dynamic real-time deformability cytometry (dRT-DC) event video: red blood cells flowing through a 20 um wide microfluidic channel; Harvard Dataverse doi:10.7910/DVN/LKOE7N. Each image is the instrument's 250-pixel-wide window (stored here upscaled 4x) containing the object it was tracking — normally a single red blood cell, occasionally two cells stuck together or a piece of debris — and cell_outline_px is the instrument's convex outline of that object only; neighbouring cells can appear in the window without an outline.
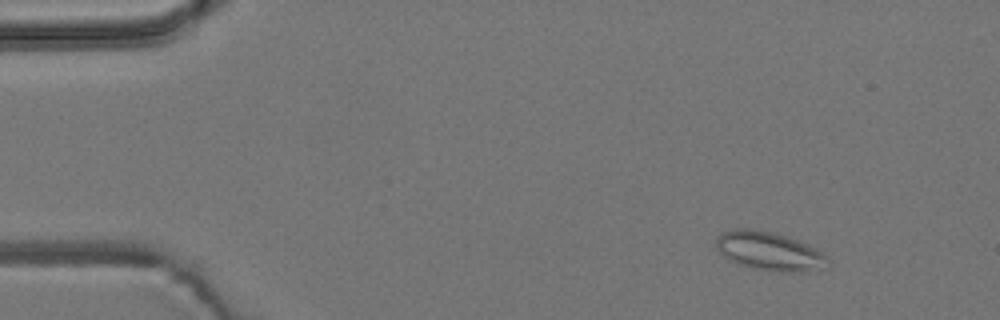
{"species": "common noctule bat (a hibernating species)", "species_latin": "Nyctalus noctula", "temperature_condition": "room temperature", "stored_images_in_passage": 54, "camera_frame_rate_fps": 3000, "um_per_image_px": 0.085, "animal": {"sex": "male", "body_mass_g": 19.2, "forearm_length_mm": 51.8}, "frame": {"image": 1, "passage_image": 6, "time_ms": 1.667, "image_size_px": [1000, 320], "cell_outline_px": [[832, 260], [824, 268], [800, 272], [788, 272], [756, 268], [740, 264], [724, 256], [716, 248], [716, 236], [720, 232], [736, 228], [752, 228], [772, 232], [812, 244], [828, 256]], "centroid_in_image_um": [65.44, 21.32], "position_along_channel_um": 19.6, "area_um2": 25.37}}
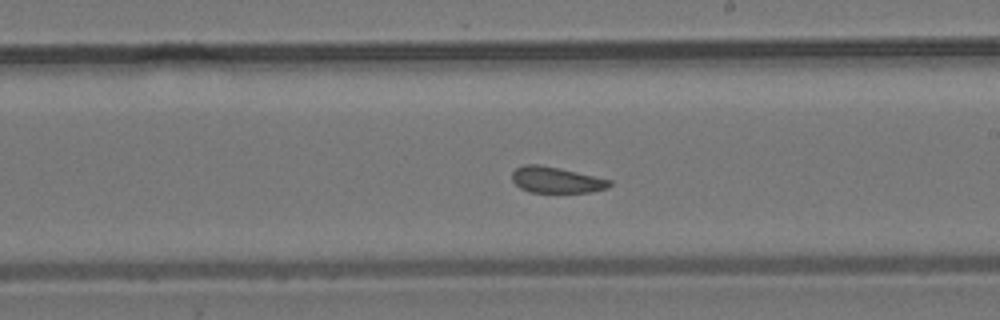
{"frame": {"image": 2, "passage_image": 31, "time_ms": 10.0, "image_size_px": [1000, 320], "cell_outline_px": [[612, 184], [608, 188], [588, 192], [532, 192], [520, 188], [512, 180], [512, 172], [516, 168], [524, 164], [540, 164], [560, 168], [612, 180]], "centroid_in_image_um": [47.28, 15.28], "position_along_channel_um": 241.7, "area_um2": 14.8}}
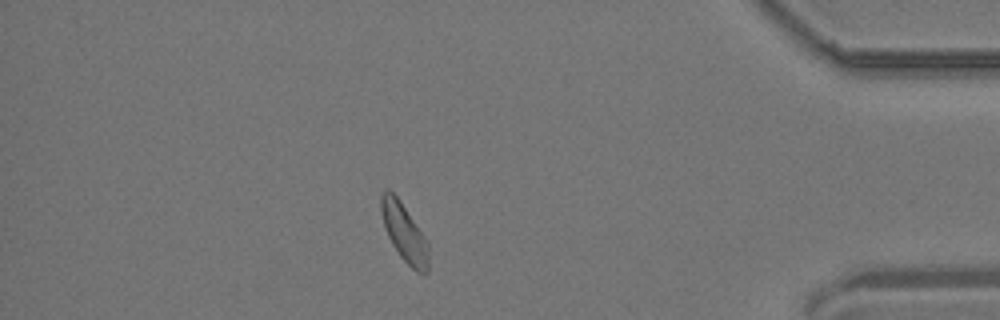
{"frame": {"image": 3, "passage_image": 47, "time_ms": 15.333, "image_size_px": [1000, 320], "cell_outline_px": [[428, 272], [416, 272], [400, 256], [392, 244], [388, 236], [380, 212], [380, 192], [384, 188], [388, 188], [396, 196], [428, 240]], "centroid_in_image_um": [34.34, 19.73], "position_along_channel_um": 400.9, "area_um2": 16.01}, "authors_computed_cell_mechanics": {"area_um2": 16.1262, "velocity_mm_per_s": 3.7852, "shape_relaxation_time_tau1_ms": 6.5717, "shape_relaxation_time_tau2_ms": 2.0264, "deformation_change_tau1": 0.0763, "deformation_change_tau2": 0.0909}}